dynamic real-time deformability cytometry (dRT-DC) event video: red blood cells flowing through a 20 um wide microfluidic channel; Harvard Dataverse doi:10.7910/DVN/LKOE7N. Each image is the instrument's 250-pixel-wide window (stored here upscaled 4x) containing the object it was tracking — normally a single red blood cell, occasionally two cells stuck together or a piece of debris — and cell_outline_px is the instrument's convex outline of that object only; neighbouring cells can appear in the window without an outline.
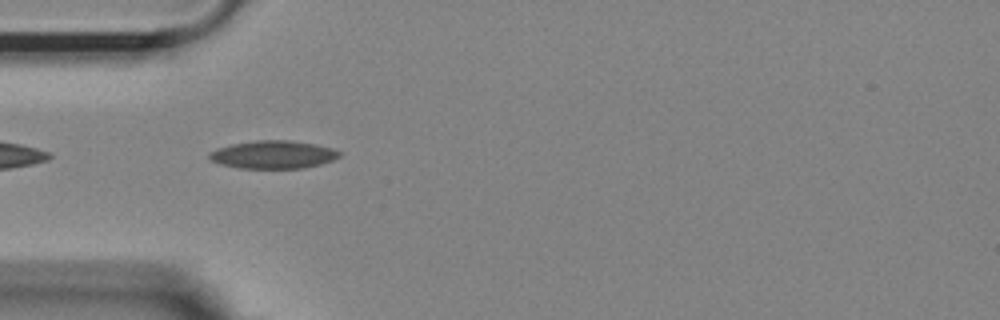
{"species": "Egyptian fruit bat (a non-hibernating species)", "species_latin": "Rousettus aegyptiacus", "temperature_condition": "room temperature", "stored_images_in_passage": 40, "camera_frame_rate_fps": 3000, "um_per_image_px": 0.085, "animal": {"sex": "female"}, "frame": {"image": 1, "passage_image": 2, "time_ms": 0.333, "image_size_px": [1000, 320], "cell_outline_px": [[340, 156], [332, 160], [320, 164], [304, 168], [240, 168], [220, 164], [212, 160], [208, 156], [208, 152], [216, 148], [232, 144], [256, 140], [288, 140], [316, 144], [332, 148], [340, 152]], "centroid_in_image_um": [23.2, 13.13], "position_along_channel_um": 61.8, "area_um2": 21.15}}
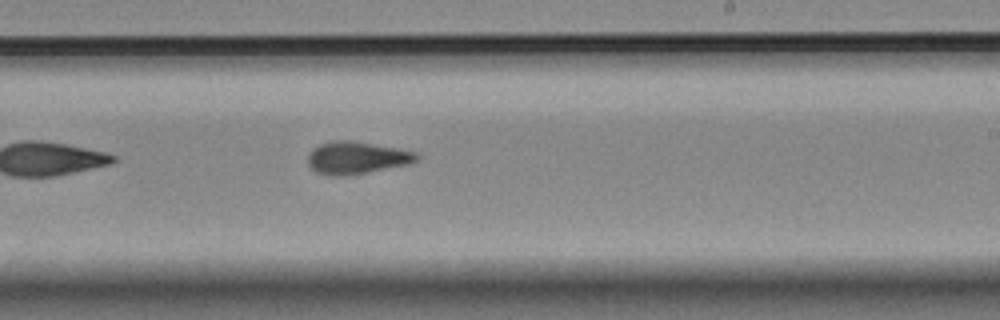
{"frame": {"image": 2, "passage_image": 18, "time_ms": 5.667, "image_size_px": [1000, 320], "cell_outline_px": [[420, 160], [408, 164], [364, 172], [340, 176], [328, 176], [316, 172], [308, 164], [308, 152], [312, 148], [320, 144], [332, 140], [352, 140], [400, 148], [416, 152], [420, 156]], "centroid_in_image_um": [30.31, 13.39], "position_along_channel_um": 258.7, "area_um2": 20.63}}
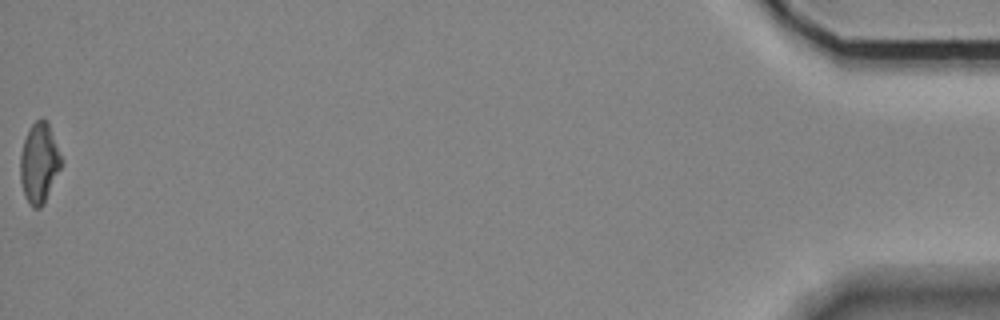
{"frame": {"image": 3, "passage_image": 40, "time_ms": 13.0, "image_size_px": [1000, 320], "cell_outline_px": [[64, 160], [44, 204], [40, 208], [32, 208], [28, 204], [20, 180], [20, 156], [24, 140], [32, 124], [40, 116], [48, 120]], "centroid_in_image_um": [3.36, 13.82], "position_along_channel_um": 431.8, "area_um2": 19.48}, "authors_computed_cell_mechanics": {"area_um2": 19.8832, "velocity_mm_per_s": 3.6969, "shape_relaxation_time_tau1_ms": null, "shape_relaxation_time_tau2_ms": 3.2022, "deformation_change_tau1": null, "deformation_change_tau2": 0.1025}}